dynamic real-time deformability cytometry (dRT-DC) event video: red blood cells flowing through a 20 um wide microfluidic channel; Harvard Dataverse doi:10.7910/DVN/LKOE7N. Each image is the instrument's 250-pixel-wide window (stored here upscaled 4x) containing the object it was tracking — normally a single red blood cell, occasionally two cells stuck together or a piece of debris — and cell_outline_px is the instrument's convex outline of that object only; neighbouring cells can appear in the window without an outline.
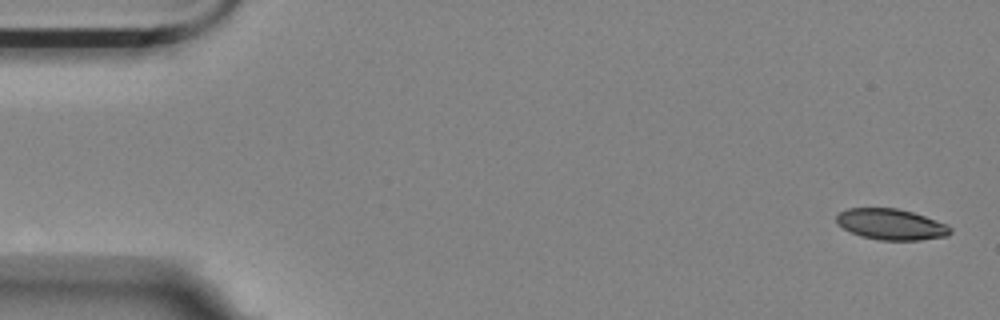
{"species": "Egyptian fruit bat (a non-hibernating species)", "species_latin": "Rousettus aegyptiacus", "temperature_condition": "room temperature", "stored_images_in_passage": 4, "camera_frame_rate_fps": 3000, "um_per_image_px": 0.085, "animal": {"sex": "female"}, "frame": {"image": 1, "passage_image": 1, "time_ms": 0.0, "image_size_px": [1000, 320], "cell_outline_px": [[952, 232], [948, 236], [920, 240], [880, 240], [860, 236], [836, 224], [836, 216], [840, 212], [848, 208], [896, 208], [912, 212], [948, 224], [952, 228]], "centroid_in_image_um": [75.76, 19.07], "position_along_channel_um": 9.2, "area_um2": 20.58}}
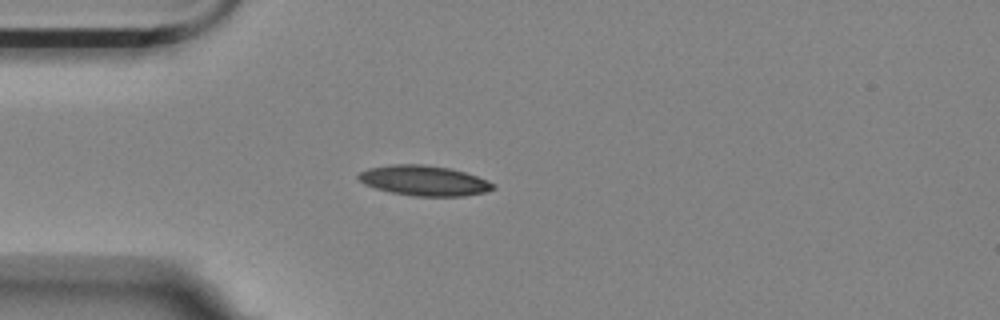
{"frame": {"image": 2, "passage_image": 4, "time_ms": 4.333, "image_size_px": [1000, 320], "cell_outline_px": [[496, 188], [484, 192], [464, 196], [416, 196], [388, 192], [364, 184], [356, 176], [360, 172], [368, 168], [392, 164], [420, 164], [448, 168], [464, 172], [488, 180], [496, 184]], "centroid_in_image_um": [36.04, 15.35], "position_along_channel_um": 49.0, "area_um2": 23.64}}